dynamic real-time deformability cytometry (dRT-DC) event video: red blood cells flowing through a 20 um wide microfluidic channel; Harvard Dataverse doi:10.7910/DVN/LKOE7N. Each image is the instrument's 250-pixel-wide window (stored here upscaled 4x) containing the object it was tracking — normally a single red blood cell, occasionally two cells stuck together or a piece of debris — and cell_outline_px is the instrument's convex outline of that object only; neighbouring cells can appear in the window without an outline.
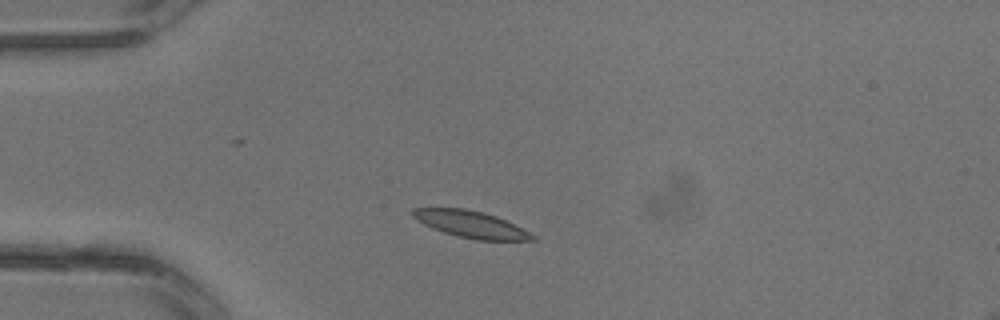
{"species": "common noctule bat (a hibernating species)", "species_latin": "Nyctalus noctula", "temperature_condition": "warm", "stored_images_in_passage": 1, "camera_frame_rate_fps": 3000, "um_per_image_px": 0.085, "animal": {"sex": "male", "body_mass_g": 13.3}, "frame": {"image": 1, "passage_image": 1, "time_ms": 0.0, "image_size_px": [1000, 320], "cell_outline_px": [[536, 240], [476, 240], [444, 232], [432, 228], [424, 224], [412, 216], [412, 208], [464, 208], [484, 212], [496, 216], [536, 236]], "centroid_in_image_um": [40.0, 19.06], "position_along_channel_um": 45.0, "area_um2": 18.32}}